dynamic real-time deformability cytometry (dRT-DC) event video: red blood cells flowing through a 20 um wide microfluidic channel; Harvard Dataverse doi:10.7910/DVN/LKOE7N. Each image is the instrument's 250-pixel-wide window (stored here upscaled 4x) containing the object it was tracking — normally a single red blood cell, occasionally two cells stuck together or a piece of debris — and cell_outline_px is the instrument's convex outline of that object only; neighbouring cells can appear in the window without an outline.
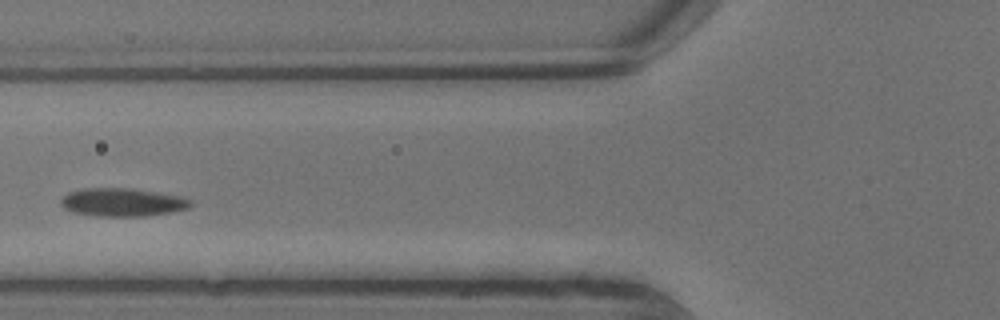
{"species": "common noctule bat (a hibernating species)", "species_latin": "Nyctalus noctula", "temperature_condition": "warm", "stored_images_in_passage": 8, "camera_frame_rate_fps": 3000, "um_per_image_px": 0.085, "animal": {"sex": "male", "body_mass_g": 13.3}, "frame": {"image": 1, "passage_image": 4, "time_ms": 1.0, "image_size_px": [1000, 320], "cell_outline_px": [[192, 204], [188, 208], [172, 212], [144, 216], [96, 216], [72, 212], [64, 208], [60, 204], [60, 200], [68, 192], [84, 188], [132, 188], [184, 196], [192, 200]], "centroid_in_image_um": [10.42, 17.18], "position_along_channel_um": 115.4, "area_um2": 21.56}}
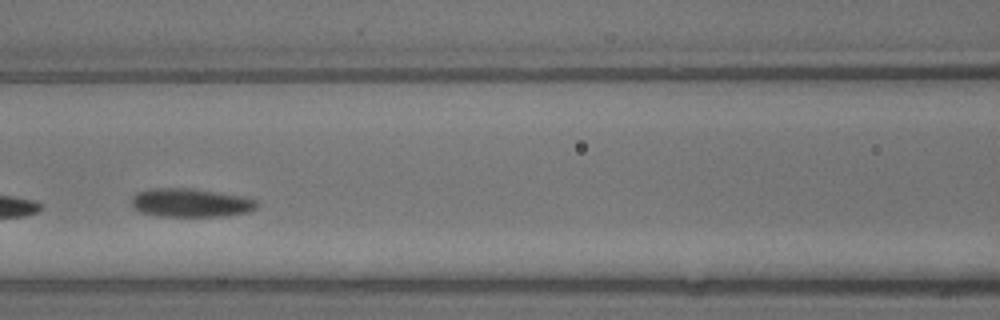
{"frame": {"image": 2, "passage_image": 5, "time_ms": 1.333, "image_size_px": [1000, 320], "cell_outline_px": [[260, 204], [256, 208], [248, 212], [224, 216], [160, 216], [140, 212], [132, 208], [132, 196], [136, 192], [152, 188], [196, 188], [244, 196], [256, 200]], "centroid_in_image_um": [16.22, 17.22], "position_along_channel_um": 150.4, "area_um2": 21.21}}
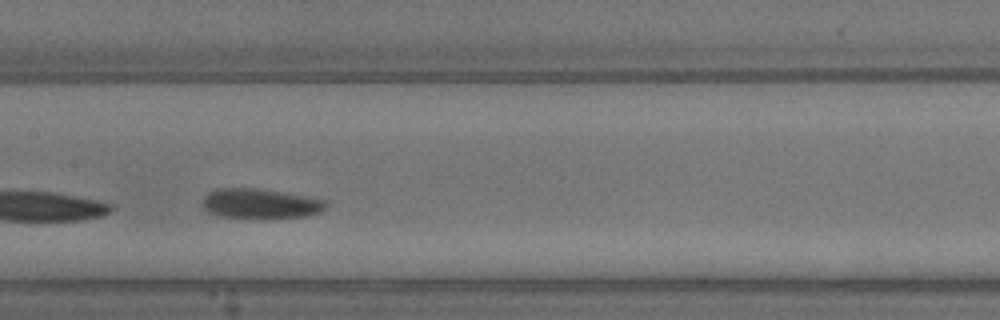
{"frame": {"image": 3, "passage_image": 6, "time_ms": 1.667, "image_size_px": [1000, 320], "cell_outline_px": [[328, 204], [320, 212], [304, 216], [260, 220], [220, 216], [208, 212], [200, 204], [200, 200], [208, 192], [220, 188], [256, 188], [304, 196], [324, 200]], "centroid_in_image_um": [22.05, 17.34], "position_along_channel_um": 185.3, "area_um2": 21.91}}